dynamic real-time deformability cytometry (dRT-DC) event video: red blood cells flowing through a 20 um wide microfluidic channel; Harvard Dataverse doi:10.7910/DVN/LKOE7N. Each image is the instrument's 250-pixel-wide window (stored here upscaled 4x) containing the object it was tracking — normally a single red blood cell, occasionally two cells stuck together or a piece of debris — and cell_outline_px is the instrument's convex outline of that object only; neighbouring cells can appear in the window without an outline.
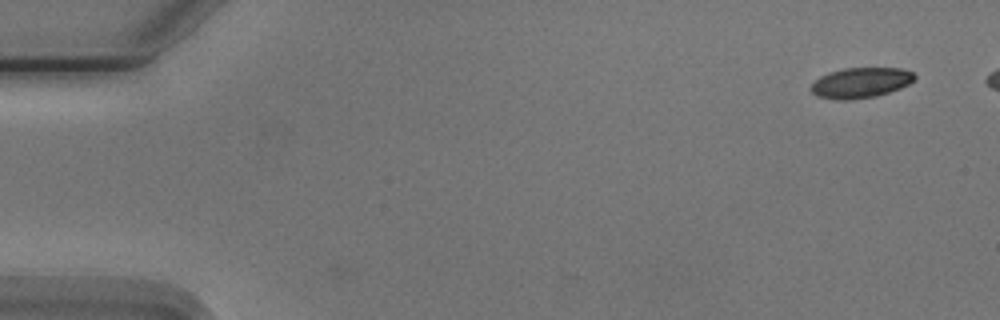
{"species": "Egyptian fruit bat (a non-hibernating species)", "species_latin": "Rousettus aegyptiacus", "temperature_condition": "cold", "stored_images_in_passage": 6, "camera_frame_rate_fps": 3000, "um_per_image_px": 0.085, "animal": {"sex": "male"}, "frame": {"image": 1, "passage_image": 1, "time_ms": 0.0, "image_size_px": [1000, 320], "cell_outline_px": [[916, 76], [908, 84], [900, 88], [876, 96], [848, 100], [836, 100], [816, 96], [808, 88], [820, 76], [828, 72], [844, 68], [904, 68], [912, 72]], "centroid_in_image_um": [73.12, 7.03], "position_along_channel_um": 11.9, "area_um2": 18.38}}
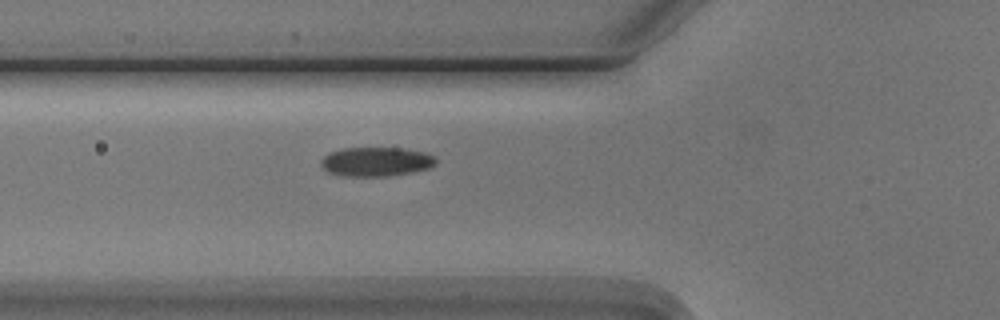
{"frame": {"image": 2, "passage_image": 6, "time_ms": 5.667, "image_size_px": [1000, 320], "cell_outline_px": [[436, 164], [428, 168], [412, 172], [388, 176], [340, 176], [328, 172], [320, 168], [320, 160], [328, 152], [344, 148], [404, 148], [424, 152], [432, 156], [436, 160]], "centroid_in_image_um": [31.9, 13.75], "position_along_channel_um": 93.9, "area_um2": 19.71}}